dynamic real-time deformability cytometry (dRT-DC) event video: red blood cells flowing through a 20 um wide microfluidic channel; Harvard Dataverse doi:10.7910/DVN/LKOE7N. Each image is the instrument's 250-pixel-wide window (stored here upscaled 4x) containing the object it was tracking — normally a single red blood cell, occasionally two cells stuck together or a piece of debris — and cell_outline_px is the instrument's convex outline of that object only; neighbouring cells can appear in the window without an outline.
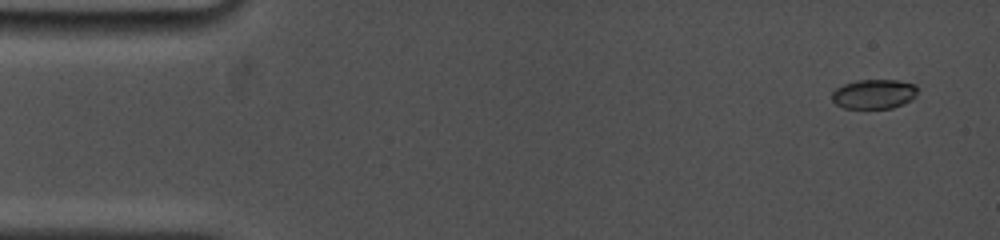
{"species": "common noctule bat (a hibernating species)", "species_latin": "Nyctalus noctula", "temperature_condition": "cold", "stored_images_in_passage": 5, "camera_frame_rate_fps": 5000, "um_per_image_px": 0.085, "animal": {"sex": "female", "body_mass_g": 19.0, "forearm_length_mm": 53.3}, "frame": {"image": 1, "passage_image": 1, "time_ms": 0.0, "image_size_px": [1000, 240], "cell_outline_px": [[916, 96], [912, 100], [904, 104], [892, 108], [844, 108], [836, 104], [832, 100], [832, 92], [836, 88], [844, 84], [856, 80], [900, 80], [916, 84]], "centroid_in_image_um": [74.3, 7.99], "position_along_channel_um": 10.7, "area_um2": 14.85}}
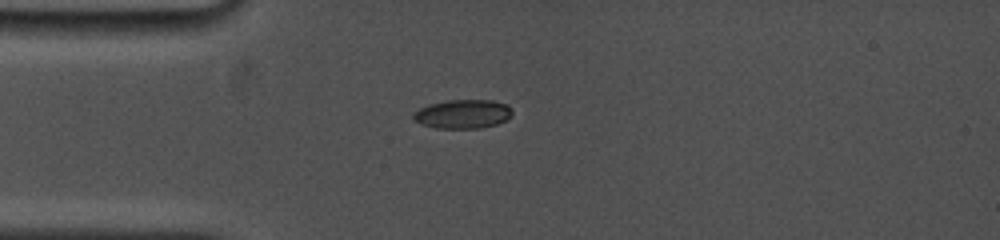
{"frame": {"image": 2, "passage_image": 4, "time_ms": 3.6, "image_size_px": [1000, 240], "cell_outline_px": [[512, 116], [508, 120], [496, 124], [480, 128], [436, 128], [420, 124], [412, 120], [412, 116], [420, 108], [428, 104], [448, 100], [492, 100], [508, 104], [512, 108]], "centroid_in_image_um": [39.36, 9.69], "position_along_channel_um": 45.6, "area_um2": 16.88}}
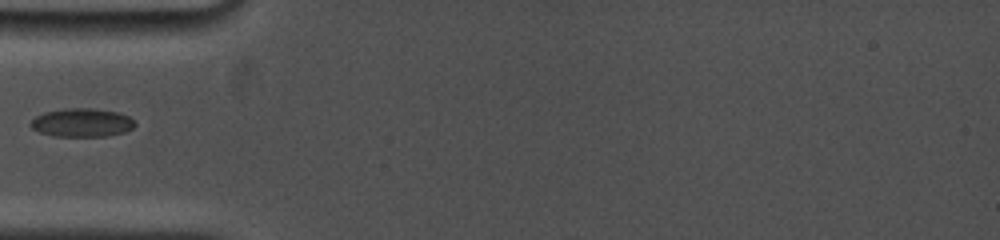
{"frame": {"image": 3, "passage_image": 5, "time_ms": 4.8, "image_size_px": [1000, 240], "cell_outline_px": [[136, 124], [132, 128], [124, 132], [108, 136], [52, 136], [40, 132], [32, 128], [28, 124], [36, 116], [44, 112], [64, 108], [92, 108], [116, 112], [128, 116]], "centroid_in_image_um": [6.93, 10.42], "position_along_channel_um": 78.1, "area_um2": 17.28}}